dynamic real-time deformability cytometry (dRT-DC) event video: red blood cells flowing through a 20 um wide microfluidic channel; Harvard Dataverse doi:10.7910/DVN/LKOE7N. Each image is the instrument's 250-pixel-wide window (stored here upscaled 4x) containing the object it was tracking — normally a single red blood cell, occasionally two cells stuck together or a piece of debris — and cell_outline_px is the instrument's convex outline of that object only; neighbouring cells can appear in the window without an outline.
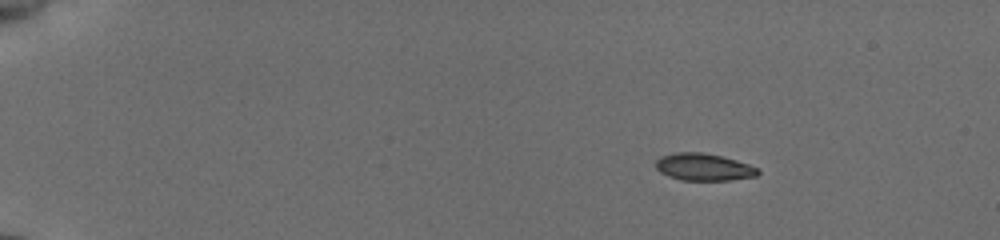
{"species": "common noctule bat (a hibernating species)", "species_latin": "Nyctalus noctula", "temperature_condition": "cold", "stored_images_in_passage": 48, "camera_frame_rate_fps": 3000, "um_per_image_px": 0.085, "animal": {"sex": "female", "body_mass_g": 19.5, "forearm_length_mm": 54.1}, "frame": {"image": 1, "passage_image": 1, "time_ms": 0.0, "image_size_px": [1000, 240], "cell_outline_px": [[760, 172], [756, 176], [728, 180], [680, 180], [668, 176], [660, 172], [656, 168], [656, 160], [660, 156], [676, 152], [704, 152], [736, 160], [760, 168]], "centroid_in_image_um": [59.8, 14.19], "position_along_channel_um": 25.2, "area_um2": 16.24}}
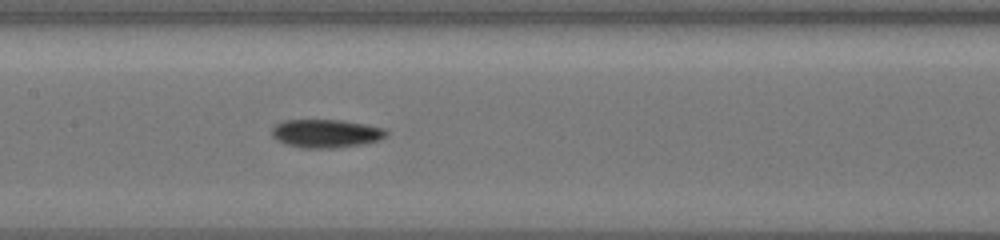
{"frame": {"image": 2, "passage_image": 22, "time_ms": 7.0, "image_size_px": [1000, 240], "cell_outline_px": [[388, 136], [380, 140], [364, 144], [336, 148], [300, 148], [284, 144], [276, 140], [272, 136], [272, 128], [276, 124], [284, 120], [340, 120], [364, 124], [384, 128], [388, 132]], "centroid_in_image_um": [27.71, 11.36], "position_along_channel_um": 179.7, "area_um2": 19.13}}
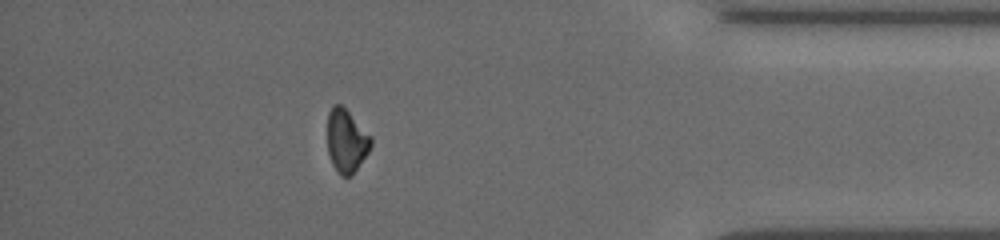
{"frame": {"image": 3, "passage_image": 42, "time_ms": 13.667, "image_size_px": [1000, 240], "cell_outline_px": [[372, 144], [368, 152], [356, 168], [348, 176], [340, 176], [332, 164], [328, 152], [328, 112], [332, 104], [340, 104], [372, 136]], "centroid_in_image_um": [29.43, 11.95], "position_along_channel_um": 405.8, "area_um2": 15.78}, "authors_computed_cell_mechanics": {"area_um2": 17.7157, "velocity_mm_per_s": 3.8304, "shape_relaxation_time_tau1_ms": 7.9639, "shape_relaxation_time_tau2_ms": null, "deformation_change_tau1": 0.1583, "deformation_change_tau2": null}}